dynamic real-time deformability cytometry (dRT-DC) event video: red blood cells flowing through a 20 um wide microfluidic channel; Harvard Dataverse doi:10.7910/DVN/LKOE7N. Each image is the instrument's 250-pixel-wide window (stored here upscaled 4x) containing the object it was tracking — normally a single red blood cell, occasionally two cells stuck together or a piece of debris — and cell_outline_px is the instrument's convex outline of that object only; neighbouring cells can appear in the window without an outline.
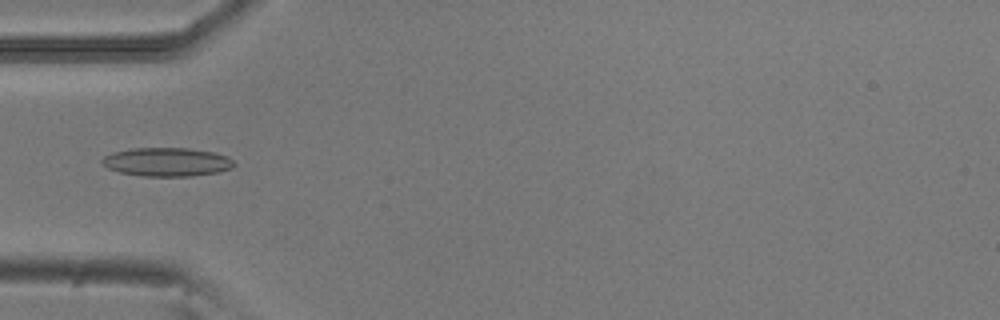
{"species": "common noctule bat (a hibernating species)", "species_latin": "Nyctalus noctula", "temperature_condition": "room temperature", "stored_images_in_passage": 5, "camera_frame_rate_fps": 3000, "um_per_image_px": 0.085, "animal": {"sex": "male", "body_mass_g": 20.5, "forearm_length_mm": 52.5}, "frame": {"image": 1, "passage_image": 5, "time_ms": 1.333, "image_size_px": [1000, 320], "cell_outline_px": [[236, 164], [232, 168], [220, 172], [192, 176], [140, 176], [120, 172], [108, 168], [100, 164], [100, 160], [104, 156], [112, 152], [132, 148], [188, 148], [212, 152], [228, 156]], "centroid_in_image_um": [14.17, 13.77], "position_along_channel_um": 70.8, "area_um2": 22.25}}